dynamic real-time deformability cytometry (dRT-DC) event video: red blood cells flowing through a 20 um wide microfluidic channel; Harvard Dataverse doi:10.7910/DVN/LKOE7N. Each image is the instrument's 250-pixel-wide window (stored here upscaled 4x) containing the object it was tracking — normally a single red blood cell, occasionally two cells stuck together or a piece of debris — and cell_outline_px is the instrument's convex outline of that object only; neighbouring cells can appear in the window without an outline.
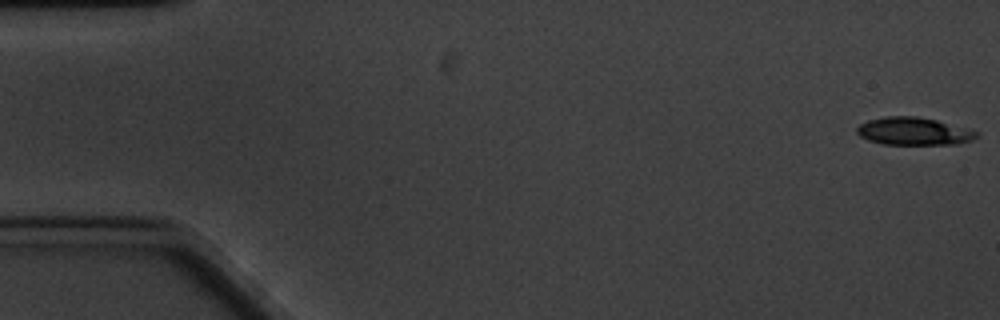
{"species": "common noctule bat (a hibernating species)", "species_latin": "Nyctalus noctula", "temperature_condition": "cold", "stored_images_in_passage": 61, "camera_frame_rate_fps": 3000, "um_per_image_px": 0.085, "animal": {"sex": "male", "body_mass_g": 20.1, "forearm_length_mm": 53.5}, "frame": {"image": 1, "passage_image": 1, "time_ms": 0.0, "image_size_px": [1000, 320], "cell_outline_px": [[980, 136], [972, 140], [956, 144], [884, 144], [868, 140], [860, 136], [856, 132], [856, 128], [860, 124], [868, 120], [888, 116], [916, 116], [936, 120], [980, 132]], "centroid_in_image_um": [77.67, 11.16], "position_along_channel_um": 7.3, "area_um2": 19.25}}
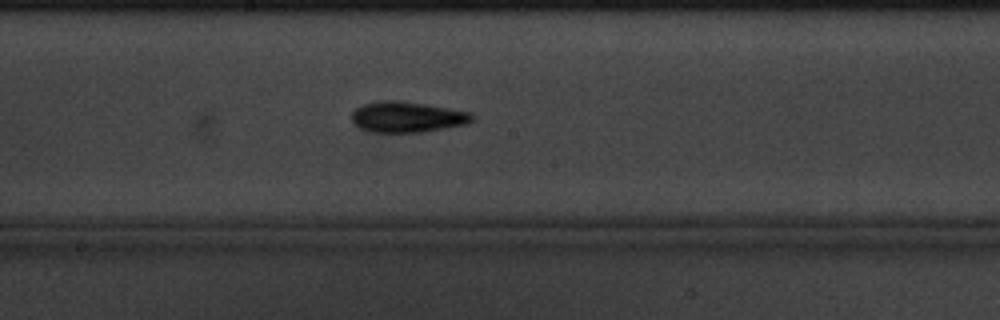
{"frame": {"image": 2, "passage_image": 32, "time_ms": 10.333, "image_size_px": [1000, 320], "cell_outline_px": [[476, 116], [472, 120], [464, 124], [444, 128], [420, 132], [372, 132], [360, 128], [352, 120], [352, 112], [360, 104], [380, 100], [396, 100], [424, 104], [472, 112]], "centroid_in_image_um": [34.59, 9.93], "position_along_channel_um": 213.6, "area_um2": 21.5}}
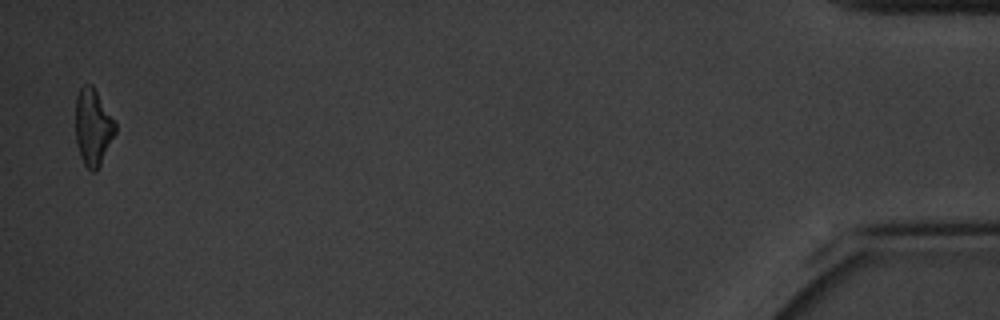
{"frame": {"image": 3, "passage_image": 60, "time_ms": 19.667, "image_size_px": [1000, 320], "cell_outline_px": [[116, 132], [96, 172], [92, 172], [84, 164], [80, 156], [76, 140], [76, 96], [80, 88], [84, 84], [92, 84], [116, 124]], "centroid_in_image_um": [7.89, 10.81], "position_along_channel_um": 427.3, "area_um2": 17.51}, "authors_computed_cell_mechanics": {"area_um2": 19.4208, "velocity_mm_per_s": 3.273, "shape_relaxation_time_tau1_ms": 4.1171, "shape_relaxation_time_tau2_ms": null, "deformation_change_tau1": 0.1397, "deformation_change_tau2": null}}